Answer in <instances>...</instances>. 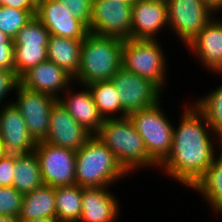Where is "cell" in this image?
Returning <instances> with one entry per match:
<instances>
[{
	"mask_svg": "<svg viewBox=\"0 0 222 222\" xmlns=\"http://www.w3.org/2000/svg\"><path fill=\"white\" fill-rule=\"evenodd\" d=\"M5 156H6L5 148H4L2 140L0 139V159L5 157Z\"/></svg>",
	"mask_w": 222,
	"mask_h": 222,
	"instance_id": "cell-40",
	"label": "cell"
},
{
	"mask_svg": "<svg viewBox=\"0 0 222 222\" xmlns=\"http://www.w3.org/2000/svg\"><path fill=\"white\" fill-rule=\"evenodd\" d=\"M132 5L118 0H93L88 31L99 36L131 39Z\"/></svg>",
	"mask_w": 222,
	"mask_h": 222,
	"instance_id": "cell-11",
	"label": "cell"
},
{
	"mask_svg": "<svg viewBox=\"0 0 222 222\" xmlns=\"http://www.w3.org/2000/svg\"><path fill=\"white\" fill-rule=\"evenodd\" d=\"M19 83L30 90L48 94L58 100L73 83V77L54 62L46 60L25 72L19 78Z\"/></svg>",
	"mask_w": 222,
	"mask_h": 222,
	"instance_id": "cell-17",
	"label": "cell"
},
{
	"mask_svg": "<svg viewBox=\"0 0 222 222\" xmlns=\"http://www.w3.org/2000/svg\"><path fill=\"white\" fill-rule=\"evenodd\" d=\"M0 46H14V40L0 31Z\"/></svg>",
	"mask_w": 222,
	"mask_h": 222,
	"instance_id": "cell-37",
	"label": "cell"
},
{
	"mask_svg": "<svg viewBox=\"0 0 222 222\" xmlns=\"http://www.w3.org/2000/svg\"><path fill=\"white\" fill-rule=\"evenodd\" d=\"M94 103L103 119L128 116L121 107L115 84L109 81H97L87 85Z\"/></svg>",
	"mask_w": 222,
	"mask_h": 222,
	"instance_id": "cell-24",
	"label": "cell"
},
{
	"mask_svg": "<svg viewBox=\"0 0 222 222\" xmlns=\"http://www.w3.org/2000/svg\"><path fill=\"white\" fill-rule=\"evenodd\" d=\"M24 195L13 186H0V215L18 217Z\"/></svg>",
	"mask_w": 222,
	"mask_h": 222,
	"instance_id": "cell-30",
	"label": "cell"
},
{
	"mask_svg": "<svg viewBox=\"0 0 222 222\" xmlns=\"http://www.w3.org/2000/svg\"><path fill=\"white\" fill-rule=\"evenodd\" d=\"M215 86L209 94L197 97L192 100L193 104L203 113L214 134L222 142V83Z\"/></svg>",
	"mask_w": 222,
	"mask_h": 222,
	"instance_id": "cell-26",
	"label": "cell"
},
{
	"mask_svg": "<svg viewBox=\"0 0 222 222\" xmlns=\"http://www.w3.org/2000/svg\"><path fill=\"white\" fill-rule=\"evenodd\" d=\"M0 5L7 6V0H0Z\"/></svg>",
	"mask_w": 222,
	"mask_h": 222,
	"instance_id": "cell-43",
	"label": "cell"
},
{
	"mask_svg": "<svg viewBox=\"0 0 222 222\" xmlns=\"http://www.w3.org/2000/svg\"><path fill=\"white\" fill-rule=\"evenodd\" d=\"M36 17L50 35L83 40L89 33L88 28L76 19L63 3L57 0H45L37 8Z\"/></svg>",
	"mask_w": 222,
	"mask_h": 222,
	"instance_id": "cell-16",
	"label": "cell"
},
{
	"mask_svg": "<svg viewBox=\"0 0 222 222\" xmlns=\"http://www.w3.org/2000/svg\"><path fill=\"white\" fill-rule=\"evenodd\" d=\"M56 220L79 222L82 208V187L74 184L55 187Z\"/></svg>",
	"mask_w": 222,
	"mask_h": 222,
	"instance_id": "cell-25",
	"label": "cell"
},
{
	"mask_svg": "<svg viewBox=\"0 0 222 222\" xmlns=\"http://www.w3.org/2000/svg\"><path fill=\"white\" fill-rule=\"evenodd\" d=\"M95 135L112 151L117 161L130 175L135 171L139 172V169L140 171L150 167L152 170L158 169V165L146 151L144 140L128 116L104 119Z\"/></svg>",
	"mask_w": 222,
	"mask_h": 222,
	"instance_id": "cell-2",
	"label": "cell"
},
{
	"mask_svg": "<svg viewBox=\"0 0 222 222\" xmlns=\"http://www.w3.org/2000/svg\"><path fill=\"white\" fill-rule=\"evenodd\" d=\"M216 16V17H215ZM201 32L186 46L207 70V73L222 75V18L216 14Z\"/></svg>",
	"mask_w": 222,
	"mask_h": 222,
	"instance_id": "cell-14",
	"label": "cell"
},
{
	"mask_svg": "<svg viewBox=\"0 0 222 222\" xmlns=\"http://www.w3.org/2000/svg\"><path fill=\"white\" fill-rule=\"evenodd\" d=\"M207 5H209L218 14L222 12V0H202Z\"/></svg>",
	"mask_w": 222,
	"mask_h": 222,
	"instance_id": "cell-36",
	"label": "cell"
},
{
	"mask_svg": "<svg viewBox=\"0 0 222 222\" xmlns=\"http://www.w3.org/2000/svg\"><path fill=\"white\" fill-rule=\"evenodd\" d=\"M50 33L41 21L34 16L13 39L14 45L48 47Z\"/></svg>",
	"mask_w": 222,
	"mask_h": 222,
	"instance_id": "cell-29",
	"label": "cell"
},
{
	"mask_svg": "<svg viewBox=\"0 0 222 222\" xmlns=\"http://www.w3.org/2000/svg\"><path fill=\"white\" fill-rule=\"evenodd\" d=\"M34 152L38 158L43 184L53 187L76 184V151L39 141Z\"/></svg>",
	"mask_w": 222,
	"mask_h": 222,
	"instance_id": "cell-10",
	"label": "cell"
},
{
	"mask_svg": "<svg viewBox=\"0 0 222 222\" xmlns=\"http://www.w3.org/2000/svg\"><path fill=\"white\" fill-rule=\"evenodd\" d=\"M7 6L21 10H37L30 0H7Z\"/></svg>",
	"mask_w": 222,
	"mask_h": 222,
	"instance_id": "cell-35",
	"label": "cell"
},
{
	"mask_svg": "<svg viewBox=\"0 0 222 222\" xmlns=\"http://www.w3.org/2000/svg\"><path fill=\"white\" fill-rule=\"evenodd\" d=\"M18 82L19 79L11 71L0 69V106L12 102V99L7 98L11 96Z\"/></svg>",
	"mask_w": 222,
	"mask_h": 222,
	"instance_id": "cell-32",
	"label": "cell"
},
{
	"mask_svg": "<svg viewBox=\"0 0 222 222\" xmlns=\"http://www.w3.org/2000/svg\"><path fill=\"white\" fill-rule=\"evenodd\" d=\"M161 103L163 102L159 101L156 105L128 115L135 129L144 140L149 157L158 166L171 151L174 127L172 120L165 114Z\"/></svg>",
	"mask_w": 222,
	"mask_h": 222,
	"instance_id": "cell-6",
	"label": "cell"
},
{
	"mask_svg": "<svg viewBox=\"0 0 222 222\" xmlns=\"http://www.w3.org/2000/svg\"><path fill=\"white\" fill-rule=\"evenodd\" d=\"M183 104L178 125L173 127L171 151L157 171L192 189L214 162L222 142L191 101Z\"/></svg>",
	"mask_w": 222,
	"mask_h": 222,
	"instance_id": "cell-1",
	"label": "cell"
},
{
	"mask_svg": "<svg viewBox=\"0 0 222 222\" xmlns=\"http://www.w3.org/2000/svg\"><path fill=\"white\" fill-rule=\"evenodd\" d=\"M36 13L37 10H21L0 5V31L14 39Z\"/></svg>",
	"mask_w": 222,
	"mask_h": 222,
	"instance_id": "cell-28",
	"label": "cell"
},
{
	"mask_svg": "<svg viewBox=\"0 0 222 222\" xmlns=\"http://www.w3.org/2000/svg\"><path fill=\"white\" fill-rule=\"evenodd\" d=\"M63 3L68 10L73 13V16L80 20L87 28L92 16L93 0H57Z\"/></svg>",
	"mask_w": 222,
	"mask_h": 222,
	"instance_id": "cell-31",
	"label": "cell"
},
{
	"mask_svg": "<svg viewBox=\"0 0 222 222\" xmlns=\"http://www.w3.org/2000/svg\"><path fill=\"white\" fill-rule=\"evenodd\" d=\"M92 136L58 100L51 109L49 130L45 142L78 151Z\"/></svg>",
	"mask_w": 222,
	"mask_h": 222,
	"instance_id": "cell-13",
	"label": "cell"
},
{
	"mask_svg": "<svg viewBox=\"0 0 222 222\" xmlns=\"http://www.w3.org/2000/svg\"><path fill=\"white\" fill-rule=\"evenodd\" d=\"M167 32H174L186 47L218 14L202 0H167Z\"/></svg>",
	"mask_w": 222,
	"mask_h": 222,
	"instance_id": "cell-7",
	"label": "cell"
},
{
	"mask_svg": "<svg viewBox=\"0 0 222 222\" xmlns=\"http://www.w3.org/2000/svg\"><path fill=\"white\" fill-rule=\"evenodd\" d=\"M110 187H82V208L79 222H116L121 215L119 198ZM111 190V191H110Z\"/></svg>",
	"mask_w": 222,
	"mask_h": 222,
	"instance_id": "cell-19",
	"label": "cell"
},
{
	"mask_svg": "<svg viewBox=\"0 0 222 222\" xmlns=\"http://www.w3.org/2000/svg\"><path fill=\"white\" fill-rule=\"evenodd\" d=\"M123 43L120 38L89 32L82 40L80 66L73 82L88 85L112 80L122 67Z\"/></svg>",
	"mask_w": 222,
	"mask_h": 222,
	"instance_id": "cell-3",
	"label": "cell"
},
{
	"mask_svg": "<svg viewBox=\"0 0 222 222\" xmlns=\"http://www.w3.org/2000/svg\"><path fill=\"white\" fill-rule=\"evenodd\" d=\"M19 222L34 219H56L55 187L45 185L24 194Z\"/></svg>",
	"mask_w": 222,
	"mask_h": 222,
	"instance_id": "cell-20",
	"label": "cell"
},
{
	"mask_svg": "<svg viewBox=\"0 0 222 222\" xmlns=\"http://www.w3.org/2000/svg\"><path fill=\"white\" fill-rule=\"evenodd\" d=\"M166 29L169 30L166 2L139 0L132 5L131 39L159 40Z\"/></svg>",
	"mask_w": 222,
	"mask_h": 222,
	"instance_id": "cell-15",
	"label": "cell"
},
{
	"mask_svg": "<svg viewBox=\"0 0 222 222\" xmlns=\"http://www.w3.org/2000/svg\"><path fill=\"white\" fill-rule=\"evenodd\" d=\"M155 1H162V2H167V0H155Z\"/></svg>",
	"mask_w": 222,
	"mask_h": 222,
	"instance_id": "cell-44",
	"label": "cell"
},
{
	"mask_svg": "<svg viewBox=\"0 0 222 222\" xmlns=\"http://www.w3.org/2000/svg\"><path fill=\"white\" fill-rule=\"evenodd\" d=\"M82 40L49 36L48 60L63 68L73 78L78 73Z\"/></svg>",
	"mask_w": 222,
	"mask_h": 222,
	"instance_id": "cell-22",
	"label": "cell"
},
{
	"mask_svg": "<svg viewBox=\"0 0 222 222\" xmlns=\"http://www.w3.org/2000/svg\"><path fill=\"white\" fill-rule=\"evenodd\" d=\"M118 1L127 3V4H129V5H133V4H135V3H136L137 1H139V0H118Z\"/></svg>",
	"mask_w": 222,
	"mask_h": 222,
	"instance_id": "cell-42",
	"label": "cell"
},
{
	"mask_svg": "<svg viewBox=\"0 0 222 222\" xmlns=\"http://www.w3.org/2000/svg\"><path fill=\"white\" fill-rule=\"evenodd\" d=\"M130 174L96 135L76 151V184L83 188L111 187Z\"/></svg>",
	"mask_w": 222,
	"mask_h": 222,
	"instance_id": "cell-4",
	"label": "cell"
},
{
	"mask_svg": "<svg viewBox=\"0 0 222 222\" xmlns=\"http://www.w3.org/2000/svg\"><path fill=\"white\" fill-rule=\"evenodd\" d=\"M37 8L45 1V0H30Z\"/></svg>",
	"mask_w": 222,
	"mask_h": 222,
	"instance_id": "cell-41",
	"label": "cell"
},
{
	"mask_svg": "<svg viewBox=\"0 0 222 222\" xmlns=\"http://www.w3.org/2000/svg\"><path fill=\"white\" fill-rule=\"evenodd\" d=\"M73 85L75 86L74 82L62 93L58 100L81 126L95 135L104 119L99 114L88 86L76 84L81 88V90H79L80 88L77 90Z\"/></svg>",
	"mask_w": 222,
	"mask_h": 222,
	"instance_id": "cell-18",
	"label": "cell"
},
{
	"mask_svg": "<svg viewBox=\"0 0 222 222\" xmlns=\"http://www.w3.org/2000/svg\"><path fill=\"white\" fill-rule=\"evenodd\" d=\"M161 40L127 39L122 49V67L156 84L162 91L167 86L169 65Z\"/></svg>",
	"mask_w": 222,
	"mask_h": 222,
	"instance_id": "cell-5",
	"label": "cell"
},
{
	"mask_svg": "<svg viewBox=\"0 0 222 222\" xmlns=\"http://www.w3.org/2000/svg\"><path fill=\"white\" fill-rule=\"evenodd\" d=\"M13 104L23 116L28 132L36 142L47 137L52 106L58 101L55 97L30 90L19 82L14 89ZM16 93V94H15Z\"/></svg>",
	"mask_w": 222,
	"mask_h": 222,
	"instance_id": "cell-8",
	"label": "cell"
},
{
	"mask_svg": "<svg viewBox=\"0 0 222 222\" xmlns=\"http://www.w3.org/2000/svg\"><path fill=\"white\" fill-rule=\"evenodd\" d=\"M115 84L122 110L129 115L156 105L163 93L156 84L121 67L111 80Z\"/></svg>",
	"mask_w": 222,
	"mask_h": 222,
	"instance_id": "cell-9",
	"label": "cell"
},
{
	"mask_svg": "<svg viewBox=\"0 0 222 222\" xmlns=\"http://www.w3.org/2000/svg\"><path fill=\"white\" fill-rule=\"evenodd\" d=\"M24 222H58L56 219H34V220H28Z\"/></svg>",
	"mask_w": 222,
	"mask_h": 222,
	"instance_id": "cell-39",
	"label": "cell"
},
{
	"mask_svg": "<svg viewBox=\"0 0 222 222\" xmlns=\"http://www.w3.org/2000/svg\"><path fill=\"white\" fill-rule=\"evenodd\" d=\"M46 60L47 47L14 45V72L18 79L29 69Z\"/></svg>",
	"mask_w": 222,
	"mask_h": 222,
	"instance_id": "cell-27",
	"label": "cell"
},
{
	"mask_svg": "<svg viewBox=\"0 0 222 222\" xmlns=\"http://www.w3.org/2000/svg\"><path fill=\"white\" fill-rule=\"evenodd\" d=\"M15 156L6 155L0 159V186L11 187L14 179Z\"/></svg>",
	"mask_w": 222,
	"mask_h": 222,
	"instance_id": "cell-33",
	"label": "cell"
},
{
	"mask_svg": "<svg viewBox=\"0 0 222 222\" xmlns=\"http://www.w3.org/2000/svg\"><path fill=\"white\" fill-rule=\"evenodd\" d=\"M0 69L11 71L14 75V46H0Z\"/></svg>",
	"mask_w": 222,
	"mask_h": 222,
	"instance_id": "cell-34",
	"label": "cell"
},
{
	"mask_svg": "<svg viewBox=\"0 0 222 222\" xmlns=\"http://www.w3.org/2000/svg\"><path fill=\"white\" fill-rule=\"evenodd\" d=\"M0 222H19L18 217L0 215Z\"/></svg>",
	"mask_w": 222,
	"mask_h": 222,
	"instance_id": "cell-38",
	"label": "cell"
},
{
	"mask_svg": "<svg viewBox=\"0 0 222 222\" xmlns=\"http://www.w3.org/2000/svg\"><path fill=\"white\" fill-rule=\"evenodd\" d=\"M13 187L23 195L43 185L35 152L15 156Z\"/></svg>",
	"mask_w": 222,
	"mask_h": 222,
	"instance_id": "cell-23",
	"label": "cell"
},
{
	"mask_svg": "<svg viewBox=\"0 0 222 222\" xmlns=\"http://www.w3.org/2000/svg\"><path fill=\"white\" fill-rule=\"evenodd\" d=\"M215 154L212 165L204 176L194 185L192 191L200 194L209 206V210L217 215H222V145ZM218 154V155H217Z\"/></svg>",
	"mask_w": 222,
	"mask_h": 222,
	"instance_id": "cell-21",
	"label": "cell"
},
{
	"mask_svg": "<svg viewBox=\"0 0 222 222\" xmlns=\"http://www.w3.org/2000/svg\"><path fill=\"white\" fill-rule=\"evenodd\" d=\"M0 139L6 155L18 156L33 152L36 141L28 132L18 108L9 102L0 106Z\"/></svg>",
	"mask_w": 222,
	"mask_h": 222,
	"instance_id": "cell-12",
	"label": "cell"
}]
</instances>
